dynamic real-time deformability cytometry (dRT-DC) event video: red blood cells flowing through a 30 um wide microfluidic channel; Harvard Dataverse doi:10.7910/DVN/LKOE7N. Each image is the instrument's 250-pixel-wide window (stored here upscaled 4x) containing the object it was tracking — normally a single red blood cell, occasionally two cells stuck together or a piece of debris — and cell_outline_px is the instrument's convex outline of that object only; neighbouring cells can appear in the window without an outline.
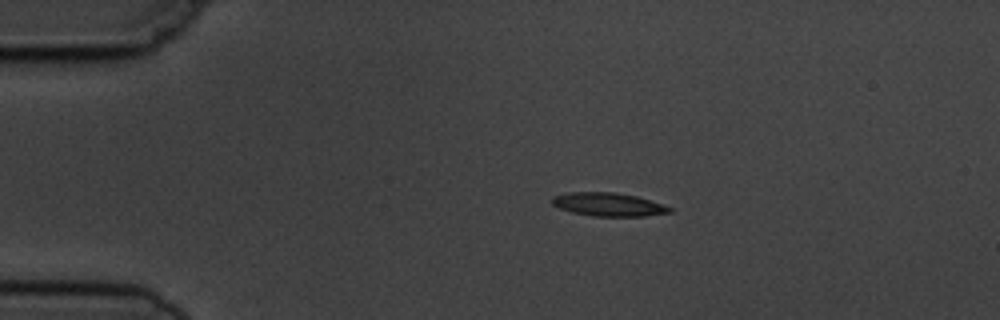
{"species": "common noctule bat (a hibernating species)", "species_latin": "Nyctalus noctula", "temperature_condition": "cold", "stored_images_in_passage": 5, "camera_frame_rate_fps": 3000, "um_per_image_px": 0.085, "animal": {"sex": "male", "body_mass_g": 19.5, "forearm_length_mm": 54.6}, "frame": {"image": 1, "passage_image": 2, "time_ms": 1.333, "image_size_px": [1000, 320], "cell_outline_px": [[672, 212], [644, 216], [592, 216], [572, 212], [560, 208], [552, 204], [552, 196], [568, 192], [612, 192], [636, 196], [672, 208]], "centroid_in_image_um": [51.67, 17.38], "position_along_channel_um": 33.3, "area_um2": 15.84}}
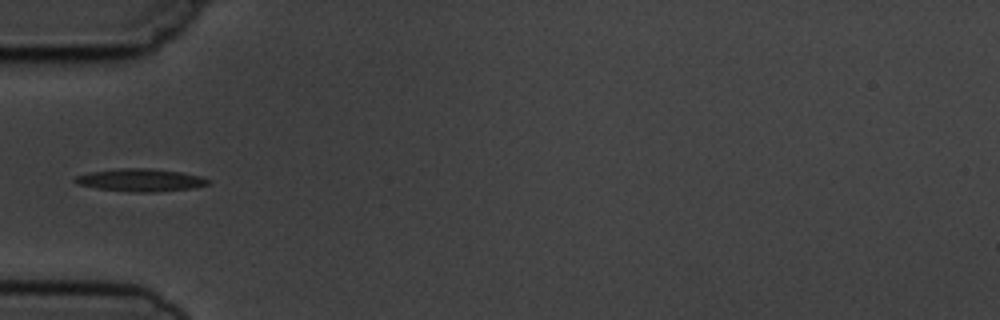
{"frame": {"image": 2, "passage_image": 4, "time_ms": 3.667, "image_size_px": [1000, 320], "cell_outline_px": [[212, 180], [208, 184], [196, 188], [152, 192], [132, 192], [96, 188], [76, 184], [72, 180], [76, 176], [88, 172], [116, 168], [152, 168], [180, 172], [200, 176]], "centroid_in_image_um": [11.93, 15.3], "position_along_channel_um": 73.1, "area_um2": 17.8}}
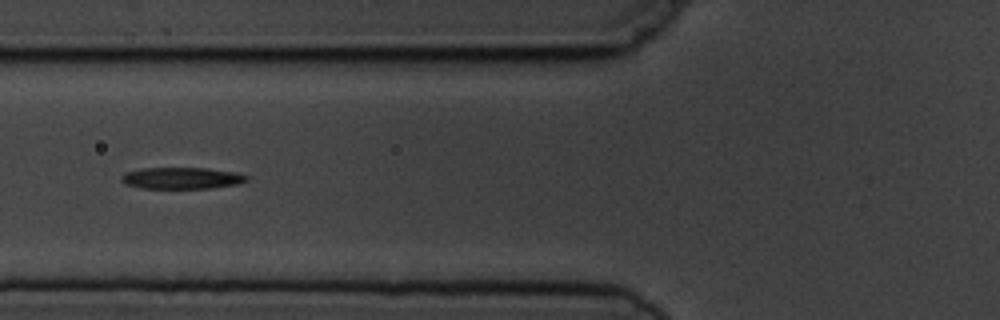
{"frame": {"image": 3, "passage_image": 5, "time_ms": 4.667, "image_size_px": [1000, 320], "cell_outline_px": [[248, 180], [240, 184], [212, 188], [140, 188], [124, 184], [120, 180], [120, 176], [124, 172], [140, 168], [208, 168], [236, 172], [248, 176]], "centroid_in_image_um": [15.42, 15.14], "position_along_channel_um": 110.4, "area_um2": 16.01}}